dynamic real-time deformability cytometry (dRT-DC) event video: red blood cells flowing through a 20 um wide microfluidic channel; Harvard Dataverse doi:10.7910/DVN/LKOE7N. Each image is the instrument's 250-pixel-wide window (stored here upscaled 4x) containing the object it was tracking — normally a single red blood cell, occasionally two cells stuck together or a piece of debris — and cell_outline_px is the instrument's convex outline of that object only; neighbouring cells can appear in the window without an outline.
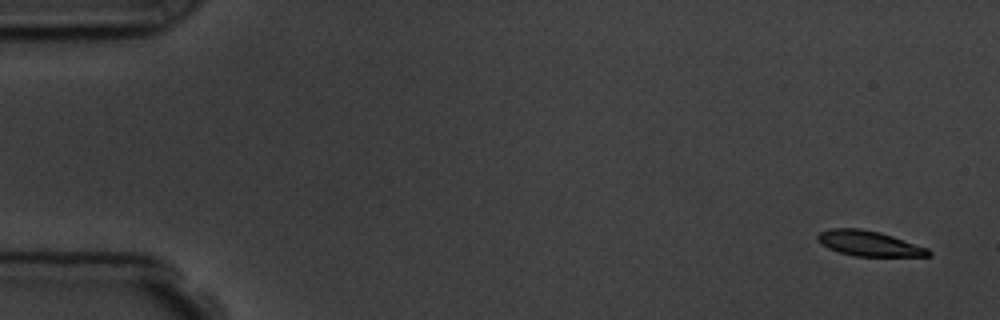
{"species": "common noctule bat (a hibernating species)", "species_latin": "Nyctalus noctula", "temperature_condition": "room temperature", "stored_images_in_passage": 4, "camera_frame_rate_fps": 3000, "um_per_image_px": 0.085, "animal": {"sex": "male", "body_mass_g": 19.5, "forearm_length_mm": 54.6}, "frame": {"image": 1, "passage_image": 1, "time_ms": 0.0, "image_size_px": [1000, 320], "cell_outline_px": [[932, 256], [852, 256], [828, 248], [816, 240], [816, 236], [820, 232], [832, 228], [860, 228], [880, 232], [928, 248], [932, 252]], "centroid_in_image_um": [73.86, 20.69], "position_along_channel_um": 11.1, "area_um2": 16.3}}